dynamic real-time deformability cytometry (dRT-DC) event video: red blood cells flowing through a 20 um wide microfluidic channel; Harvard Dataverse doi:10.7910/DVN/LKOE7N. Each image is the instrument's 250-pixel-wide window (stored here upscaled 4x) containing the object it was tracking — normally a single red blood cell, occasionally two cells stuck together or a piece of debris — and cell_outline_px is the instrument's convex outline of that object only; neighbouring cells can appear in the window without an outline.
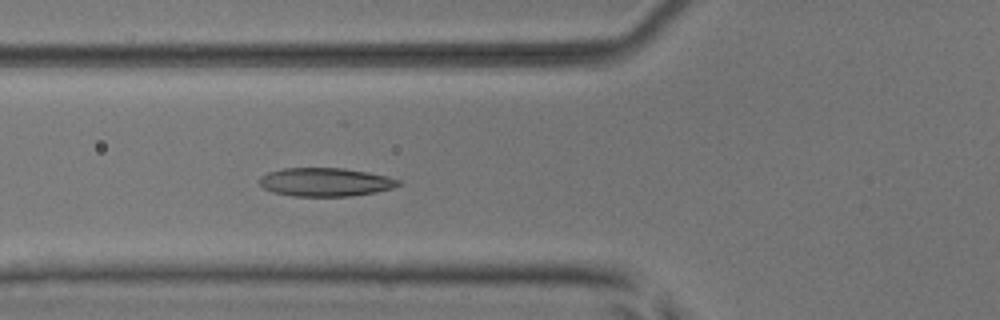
{"species": "common noctule bat (a hibernating species)", "species_latin": "Nyctalus noctula", "temperature_condition": "room temperature", "stored_images_in_passage": 6, "camera_frame_rate_fps": 3000, "um_per_image_px": 0.085, "animal": {"sex": "male", "body_mass_g": 17.9, "forearm_length_mm": 54.2}, "frame": {"image": 1, "passage_image": 6, "time_ms": 6.333, "image_size_px": [1000, 320], "cell_outline_px": [[404, 184], [392, 188], [376, 192], [352, 196], [292, 196], [272, 192], [264, 188], [260, 184], [260, 176], [268, 172], [284, 168], [344, 168], [368, 172], [388, 176], [400, 180]], "centroid_in_image_um": [27.69, 15.48], "position_along_channel_um": 98.1, "area_um2": 23.24}}